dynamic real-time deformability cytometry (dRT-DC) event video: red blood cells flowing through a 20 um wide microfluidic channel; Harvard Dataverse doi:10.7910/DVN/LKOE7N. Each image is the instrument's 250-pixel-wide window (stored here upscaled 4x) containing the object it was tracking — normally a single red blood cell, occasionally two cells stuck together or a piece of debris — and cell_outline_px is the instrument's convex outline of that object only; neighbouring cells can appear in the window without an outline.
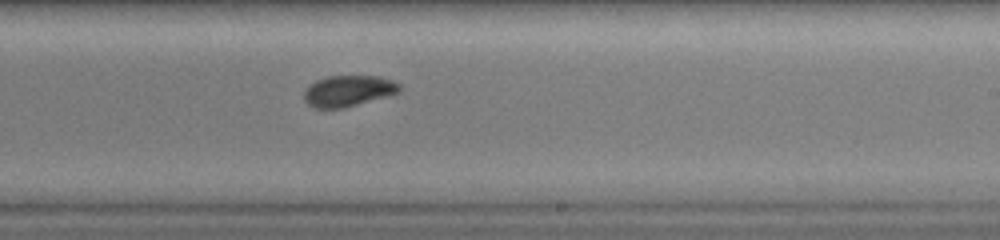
{"species": "common noctule bat (a hibernating species)", "species_latin": "Nyctalus noctula", "temperature_condition": "warm", "stored_images_in_passage": 22, "camera_frame_rate_fps": 3000, "um_per_image_px": 0.085, "animal": {"sex": "female", "body_mass_g": 19.0, "forearm_length_mm": 51.5}, "frame": {"image": 1, "passage_image": 19, "time_ms": 6.0, "image_size_px": [1000, 240], "cell_outline_px": [[400, 92], [388, 96], [344, 108], [316, 108], [308, 104], [304, 100], [304, 92], [308, 84], [316, 80], [328, 76], [380, 76], [392, 80], [400, 84]], "centroid_in_image_um": [29.6, 7.72], "position_along_channel_um": 259.4, "area_um2": 17.4}}